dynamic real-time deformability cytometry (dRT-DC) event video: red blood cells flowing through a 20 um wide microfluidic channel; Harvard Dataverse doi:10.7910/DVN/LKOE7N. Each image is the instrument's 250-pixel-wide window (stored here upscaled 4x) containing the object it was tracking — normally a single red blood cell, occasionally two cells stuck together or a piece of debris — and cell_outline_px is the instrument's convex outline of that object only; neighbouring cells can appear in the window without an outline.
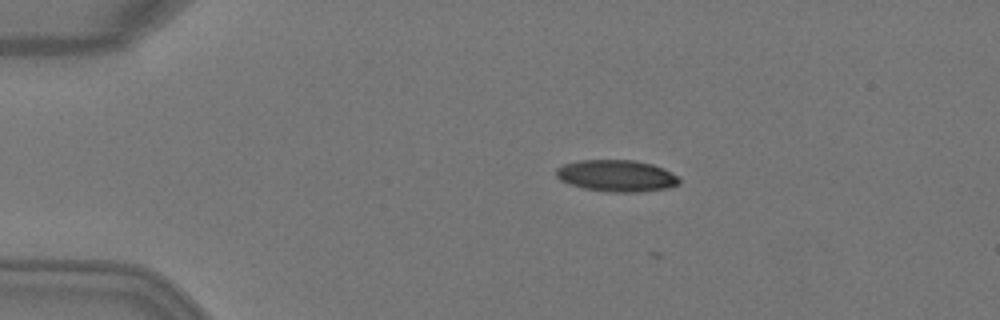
{"species": "Egyptian fruit bat (a non-hibernating species)", "species_latin": "Rousettus aegyptiacus", "temperature_condition": "warm", "stored_images_in_passage": 5, "camera_frame_rate_fps": 3000, "um_per_image_px": 0.085, "animal": {"sex": "female"}, "frame": {"image": 1, "passage_image": 3, "time_ms": 0.667, "image_size_px": [1000, 320], "cell_outline_px": [[680, 184], [668, 188], [640, 192], [604, 192], [584, 188], [568, 184], [560, 180], [556, 176], [556, 168], [564, 164], [580, 160], [636, 160], [652, 164], [664, 168], [680, 176]], "centroid_in_image_um": [52.44, 14.94], "position_along_channel_um": 32.6, "area_um2": 23.06}}